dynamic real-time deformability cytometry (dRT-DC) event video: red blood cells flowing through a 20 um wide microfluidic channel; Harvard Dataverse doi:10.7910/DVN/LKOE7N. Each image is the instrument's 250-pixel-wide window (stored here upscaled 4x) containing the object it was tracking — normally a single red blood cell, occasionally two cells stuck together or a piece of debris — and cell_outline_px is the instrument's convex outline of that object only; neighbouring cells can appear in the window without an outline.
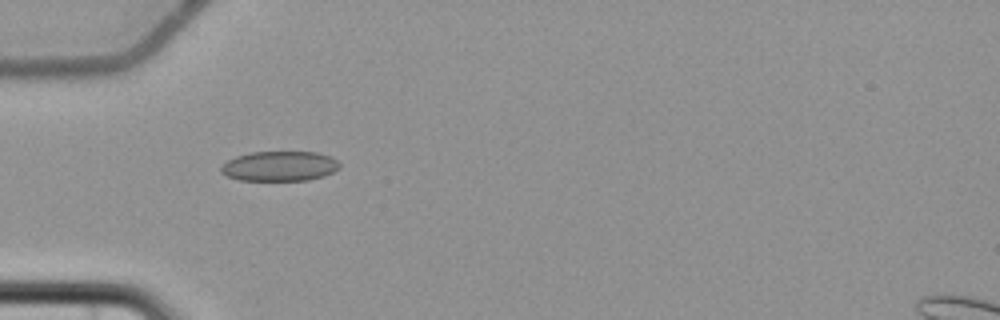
{"species": "common noctule bat (a hibernating species)", "species_latin": "Nyctalus noctula", "temperature_condition": "cold", "stored_images_in_passage": 4, "camera_frame_rate_fps": 3000, "um_per_image_px": 0.085, "animal": {"sex": "female", "body_mass_g": 22.7, "forearm_length_mm": 54.2}, "frame": {"image": 1, "passage_image": 3, "time_ms": 2.333, "image_size_px": [1000, 320], "cell_outline_px": [[340, 168], [324, 176], [308, 180], [240, 180], [228, 176], [220, 172], [220, 168], [228, 160], [236, 156], [252, 152], [316, 152], [328, 156], [336, 160], [340, 164]], "centroid_in_image_um": [23.77, 14.12], "position_along_channel_um": 61.2, "area_um2": 20.52}}
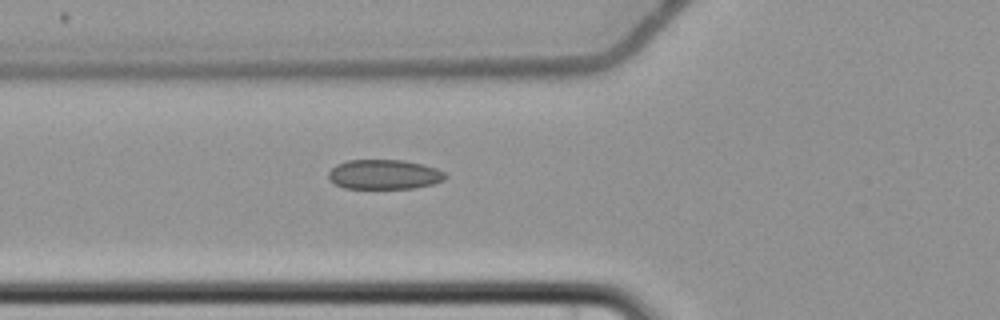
{"frame": {"image": 2, "passage_image": 4, "time_ms": 3.333, "image_size_px": [1000, 320], "cell_outline_px": [[448, 176], [444, 180], [432, 184], [412, 188], [344, 188], [328, 180], [328, 172], [336, 164], [348, 160], [404, 160], [424, 164], [436, 168], [444, 172]], "centroid_in_image_um": [32.65, 14.82], "position_along_channel_um": 93.1, "area_um2": 20.29}}